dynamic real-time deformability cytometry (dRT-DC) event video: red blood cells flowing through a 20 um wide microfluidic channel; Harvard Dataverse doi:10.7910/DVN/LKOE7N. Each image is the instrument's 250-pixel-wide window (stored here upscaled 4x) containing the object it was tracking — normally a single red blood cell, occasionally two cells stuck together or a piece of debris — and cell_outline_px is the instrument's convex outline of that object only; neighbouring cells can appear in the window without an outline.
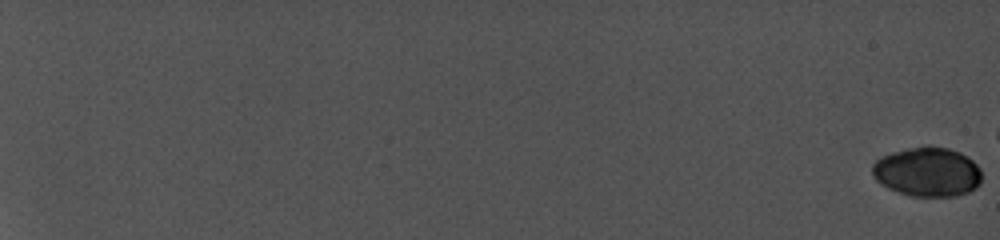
{"species": "common noctule bat (a hibernating species)", "species_latin": "Nyctalus noctula", "temperature_condition": "cold", "stored_images_in_passage": 26, "camera_frame_rate_fps": 5000, "um_per_image_px": 0.085, "animal": {"sex": "female", "body_mass_g": 19.0, "forearm_length_mm": 56.7}, "frame": {"image": 1, "passage_image": 1, "time_ms": 0.0, "image_size_px": [1000, 240], "cell_outline_px": [[980, 184], [976, 188], [968, 192], [956, 196], [912, 196], [888, 188], [880, 184], [872, 176], [872, 164], [876, 160], [892, 152], [908, 148], [948, 148], [960, 152], [968, 156], [980, 168]], "centroid_in_image_um": [78.83, 14.63], "position_along_channel_um": 6.2, "area_um2": 31.15}}